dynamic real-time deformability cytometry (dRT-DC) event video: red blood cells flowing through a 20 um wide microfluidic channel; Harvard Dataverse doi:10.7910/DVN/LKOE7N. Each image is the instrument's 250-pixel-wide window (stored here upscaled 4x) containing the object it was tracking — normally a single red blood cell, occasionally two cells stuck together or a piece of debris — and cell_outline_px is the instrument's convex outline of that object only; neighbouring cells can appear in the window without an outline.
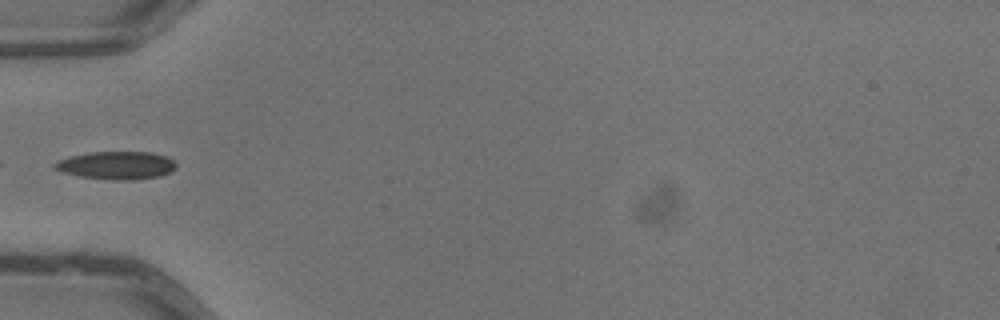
{"species": "common noctule bat (a hibernating species)", "species_latin": "Nyctalus noctula", "temperature_condition": "warm", "stored_images_in_passage": 7, "camera_frame_rate_fps": 3000, "um_per_image_px": 0.085, "animal": {"sex": "male", "body_mass_g": 13.3}, "frame": {"image": 1, "passage_image": 6, "time_ms": 1.667, "image_size_px": [1000, 320], "cell_outline_px": [[176, 168], [160, 176], [136, 180], [112, 180], [80, 176], [64, 172], [52, 168], [52, 164], [56, 160], [68, 156], [92, 152], [152, 152], [164, 156], [172, 160], [176, 164]], "centroid_in_image_um": [9.86, 14.05], "position_along_channel_um": 75.1, "area_um2": 19.83}}
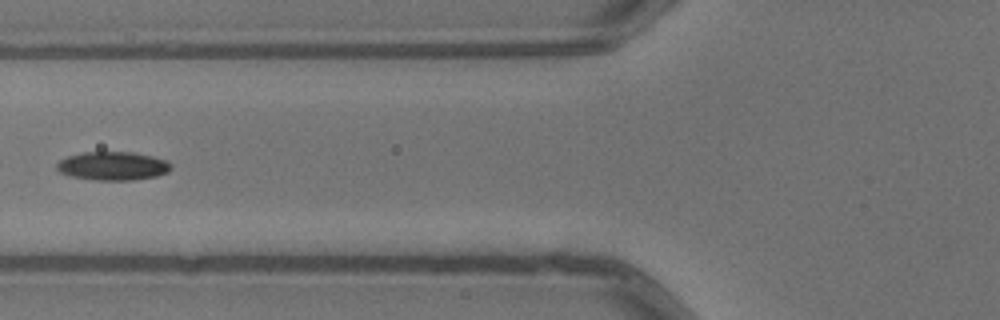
{"frame": {"image": 2, "passage_image": 7, "time_ms": 2.0, "image_size_px": [1000, 320], "cell_outline_px": [[172, 168], [168, 172], [156, 176], [132, 180], [96, 180], [72, 176], [60, 172], [56, 168], [56, 164], [60, 160], [68, 156], [84, 152], [132, 152], [152, 156], [168, 160], [172, 164]], "centroid_in_image_um": [9.62, 14.1], "position_along_channel_um": 116.2, "area_um2": 19.02}}